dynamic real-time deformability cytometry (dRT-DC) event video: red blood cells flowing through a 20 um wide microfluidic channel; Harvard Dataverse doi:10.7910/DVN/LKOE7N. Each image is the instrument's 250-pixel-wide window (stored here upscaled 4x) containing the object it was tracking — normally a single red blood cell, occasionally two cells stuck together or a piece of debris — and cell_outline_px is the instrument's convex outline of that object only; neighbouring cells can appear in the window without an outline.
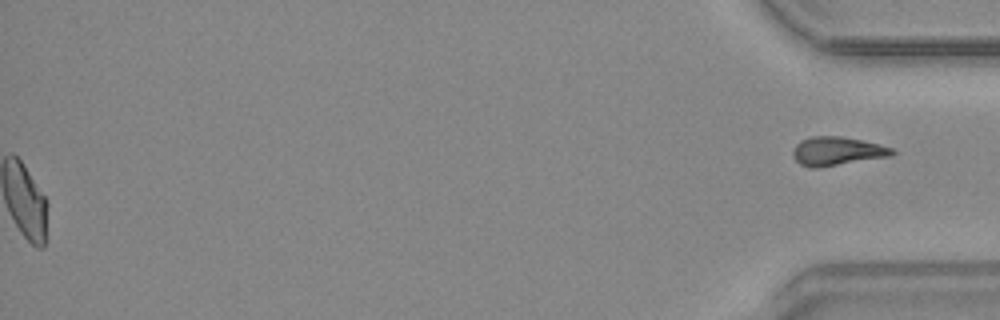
{"species": "common noctule bat (a hibernating species)", "species_latin": "Nyctalus noctula", "temperature_condition": "warm", "stored_images_in_passage": 55, "segment_of_instrument_passage": [2, 2], "camera_frame_rate_fps": 3000, "um_per_image_px": 0.085, "animal": {"sex": "male", "body_mass_g": 20.4}, "frame": {"image": 1, "passage_image": 55, "time_ms": 18.0, "image_size_px": [1000, 320], "cell_outline_px": [[896, 152], [892, 156], [816, 168], [812, 168], [800, 164], [792, 156], [792, 152], [796, 144], [800, 140], [812, 136], [840, 136], [880, 144], [892, 148]], "centroid_in_image_um": [71.14, 12.85], "position_along_channel_um": 364.1, "area_um2": 16.59}}